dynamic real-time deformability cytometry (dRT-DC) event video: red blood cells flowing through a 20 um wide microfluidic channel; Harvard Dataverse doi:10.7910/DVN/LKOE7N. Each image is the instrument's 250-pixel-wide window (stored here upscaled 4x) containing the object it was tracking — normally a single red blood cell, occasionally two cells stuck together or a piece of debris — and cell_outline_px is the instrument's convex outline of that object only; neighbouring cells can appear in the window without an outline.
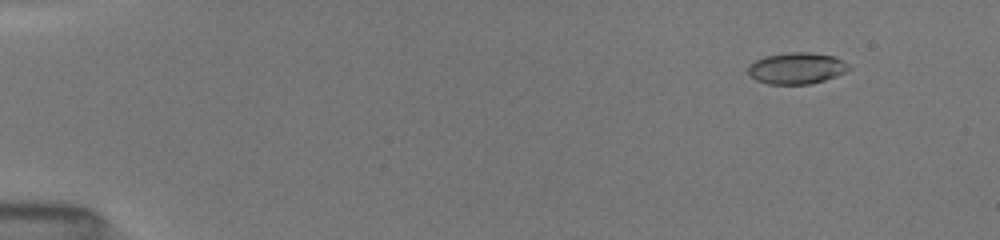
{"species": "common noctule bat (a hibernating species)", "species_latin": "Nyctalus noctula", "temperature_condition": "room temperature", "stored_images_in_passage": 44, "camera_frame_rate_fps": 3000, "um_per_image_px": 0.085, "animal": {"sex": "female", "body_mass_g": 19.5, "forearm_length_mm": 54.1}, "frame": {"image": 1, "passage_image": 3, "time_ms": 1.333, "image_size_px": [1000, 240], "cell_outline_px": [[852, 68], [836, 76], [824, 80], [808, 84], [768, 84], [756, 80], [748, 76], [748, 64], [764, 56], [788, 52], [812, 52], [836, 56], [848, 64]], "centroid_in_image_um": [67.7, 5.79], "position_along_channel_um": 17.3, "area_um2": 18.67}}
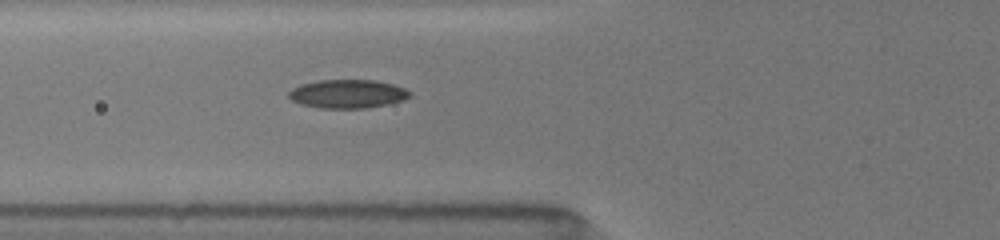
{"frame": {"image": 2, "passage_image": 22, "time_ms": 6.333, "image_size_px": [1000, 240], "cell_outline_px": [[412, 96], [404, 100], [388, 104], [368, 108], [320, 108], [300, 104], [292, 100], [288, 96], [288, 92], [292, 88], [300, 84], [320, 80], [376, 80], [392, 84], [404, 88], [412, 92]], "centroid_in_image_um": [29.56, 7.98], "position_along_channel_um": 96.2, "area_um2": 20.35}}
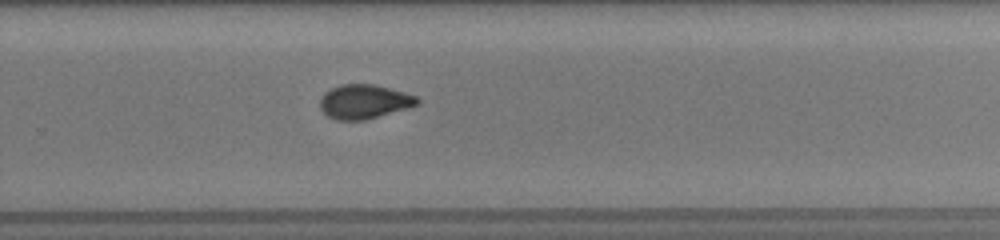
{"frame": {"image": 3, "passage_image": 43, "time_ms": 11.333, "image_size_px": [1000, 240], "cell_outline_px": [[420, 104], [408, 108], [364, 120], [336, 120], [328, 116], [320, 108], [320, 96], [324, 92], [340, 84], [372, 84], [404, 92], [416, 96], [420, 100]], "centroid_in_image_um": [30.94, 8.64], "position_along_channel_um": 298.9, "area_um2": 19.36}}